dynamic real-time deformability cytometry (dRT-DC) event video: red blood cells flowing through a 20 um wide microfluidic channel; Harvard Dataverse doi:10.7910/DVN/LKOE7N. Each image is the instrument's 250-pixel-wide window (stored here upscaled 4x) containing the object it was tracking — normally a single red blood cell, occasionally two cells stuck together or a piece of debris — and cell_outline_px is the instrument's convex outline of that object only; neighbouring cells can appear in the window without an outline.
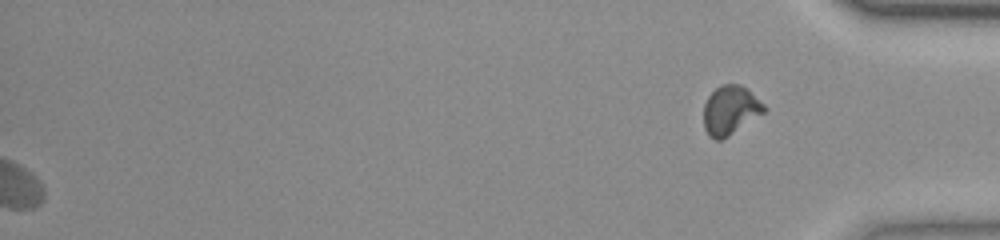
{"species": "common noctule bat (a hibernating species)", "species_latin": "Nyctalus noctula", "temperature_condition": "room temperature", "stored_images_in_passage": 47, "segment_of_instrument_passage": [2, 2], "camera_frame_rate_fps": 3000, "um_per_image_px": 0.085, "animal": {"sex": "female", "body_mass_g": 23.0, "forearm_length_mm": 53.4}, "frame": {"image": 1, "passage_image": 47, "time_ms": 15.333, "image_size_px": [1000, 240], "cell_outline_px": [[768, 108], [764, 112], [728, 136], [720, 140], [716, 140], [708, 136], [704, 128], [704, 104], [708, 96], [716, 88], [724, 84], [740, 84], [764, 104]], "centroid_in_image_um": [62.05, 9.38], "position_along_channel_um": 373.1, "area_um2": 16.99}}